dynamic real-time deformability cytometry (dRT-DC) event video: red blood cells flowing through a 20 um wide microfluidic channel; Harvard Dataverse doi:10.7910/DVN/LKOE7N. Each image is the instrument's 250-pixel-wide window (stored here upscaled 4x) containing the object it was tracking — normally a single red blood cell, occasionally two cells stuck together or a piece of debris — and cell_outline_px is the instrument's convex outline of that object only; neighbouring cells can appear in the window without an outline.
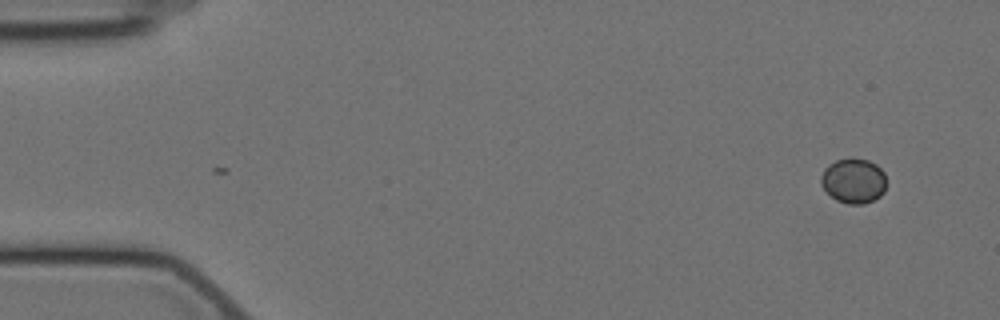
{"species": "Egyptian fruit bat (a non-hibernating species)", "species_latin": "Rousettus aegyptiacus", "temperature_condition": "cold", "stored_images_in_passage": 21, "camera_frame_rate_fps": 3000, "um_per_image_px": 0.085, "animal": {"sex": "female"}, "frame": {"image": 1, "passage_image": 1, "time_ms": 0.0, "image_size_px": [1000, 320], "cell_outline_px": [[884, 192], [880, 196], [864, 204], [848, 204], [836, 200], [820, 184], [820, 176], [824, 168], [828, 164], [836, 160], [852, 156], [868, 160], [876, 164], [884, 172]], "centroid_in_image_um": [72.52, 15.33], "position_along_channel_um": 12.5, "area_um2": 17.28}}
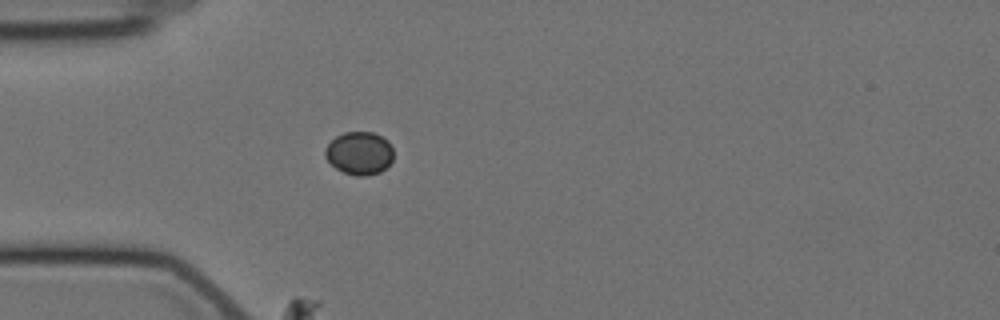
{"frame": {"image": 2, "passage_image": 14, "time_ms": 4.333, "image_size_px": [1000, 320], "cell_outline_px": [[392, 160], [380, 172], [368, 176], [356, 176], [344, 172], [336, 168], [324, 156], [324, 152], [328, 144], [336, 136], [344, 132], [372, 132], [388, 140], [392, 148]], "centroid_in_image_um": [30.54, 13.02], "position_along_channel_um": 54.5, "area_um2": 16.99}}